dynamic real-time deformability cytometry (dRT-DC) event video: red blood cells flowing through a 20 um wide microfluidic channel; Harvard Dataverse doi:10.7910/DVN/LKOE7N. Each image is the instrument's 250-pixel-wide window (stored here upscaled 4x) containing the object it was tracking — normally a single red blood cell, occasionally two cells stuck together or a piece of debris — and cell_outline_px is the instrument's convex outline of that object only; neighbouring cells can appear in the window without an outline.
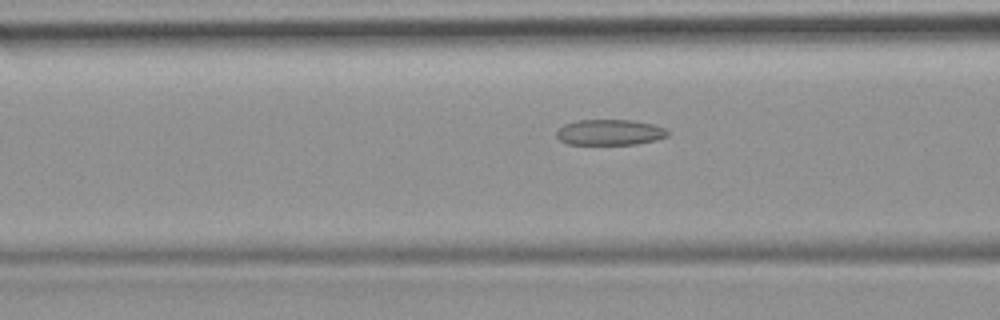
{"species": "common noctule bat (a hibernating species)", "species_latin": "Nyctalus noctula", "temperature_condition": "room temperature", "stored_images_in_passage": 51, "camera_frame_rate_fps": 3000, "um_per_image_px": 0.085, "animal": {"sex": "female", "body_mass_g": 19.9}, "frame": {"image": 1, "passage_image": 20, "time_ms": 6.333, "image_size_px": [1000, 320], "cell_outline_px": [[668, 136], [656, 140], [636, 144], [568, 144], [560, 140], [556, 136], [556, 132], [564, 124], [576, 120], [632, 120], [652, 124], [664, 128], [668, 132]], "centroid_in_image_um": [51.82, 11.24], "position_along_channel_um": 114.8, "area_um2": 16.59}}
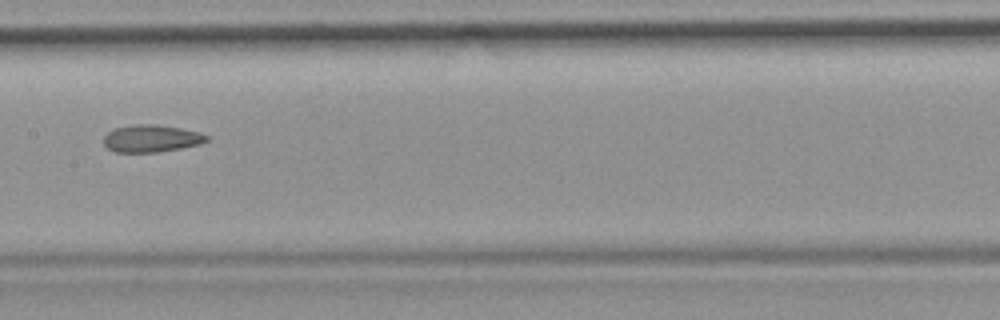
{"frame": {"image": 2, "passage_image": 26, "time_ms": 8.333, "image_size_px": [1000, 320], "cell_outline_px": [[208, 140], [200, 144], [180, 148], [156, 152], [116, 152], [108, 148], [104, 144], [104, 136], [108, 132], [116, 128], [136, 124], [160, 124], [200, 132], [208, 136]], "centroid_in_image_um": [12.88, 11.76], "position_along_channel_um": 194.5, "area_um2": 16.3}}
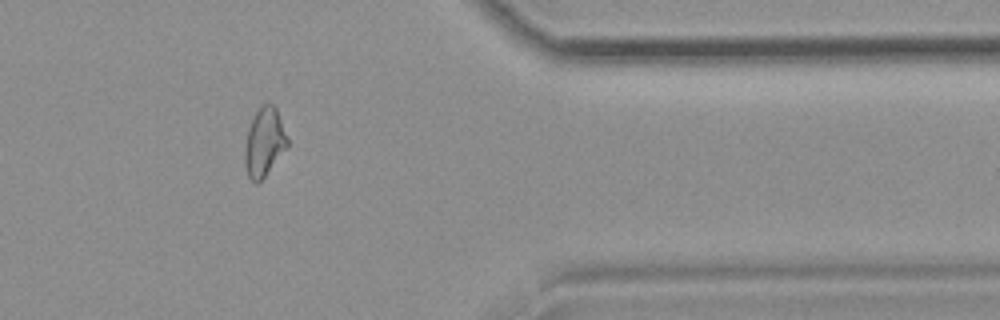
{"frame": {"image": 3, "passage_image": 42, "time_ms": 13.667, "image_size_px": [1000, 320], "cell_outline_px": [[288, 148], [264, 176], [256, 184], [248, 176], [244, 164], [244, 148], [248, 128], [256, 112], [264, 104], [272, 104], [276, 108], [288, 140]], "centroid_in_image_um": [22.45, 12.11], "position_along_channel_um": 388.9, "area_um2": 16.82}, "authors_computed_cell_mechanics": {"area_um2": 17.9758, "velocity_mm_per_s": 3.9883, "shape_relaxation_time_tau1_ms": null, "shape_relaxation_time_tau2_ms": 3.1936, "deformation_change_tau1": null, "deformation_change_tau2": 0.1103}}